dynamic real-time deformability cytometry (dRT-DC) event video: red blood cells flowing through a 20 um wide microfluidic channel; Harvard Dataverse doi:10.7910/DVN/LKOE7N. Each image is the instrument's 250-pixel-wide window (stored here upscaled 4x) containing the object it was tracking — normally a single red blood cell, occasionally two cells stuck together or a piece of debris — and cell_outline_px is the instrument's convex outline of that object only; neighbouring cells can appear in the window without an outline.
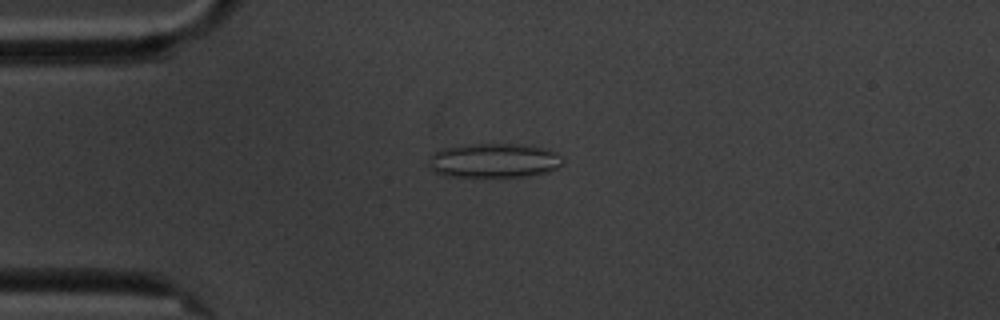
{"species": "common noctule bat (a hibernating species)", "species_latin": "Nyctalus noctula", "temperature_condition": "cold", "stored_images_in_passage": 10, "camera_frame_rate_fps": 3000, "um_per_image_px": 0.085, "animal": {"sex": "male", "body_mass_g": 20.1, "forearm_length_mm": 53.5}, "frame": {"image": 1, "passage_image": 4, "time_ms": 4.333, "image_size_px": [1000, 320], "cell_outline_px": [[564, 164], [556, 168], [544, 172], [524, 176], [444, 176], [436, 172], [428, 164], [428, 160], [436, 152], [444, 148], [468, 144], [524, 144], [556, 152], [564, 160]], "centroid_in_image_um": [41.99, 13.64], "position_along_channel_um": 43.0, "area_um2": 26.47}}
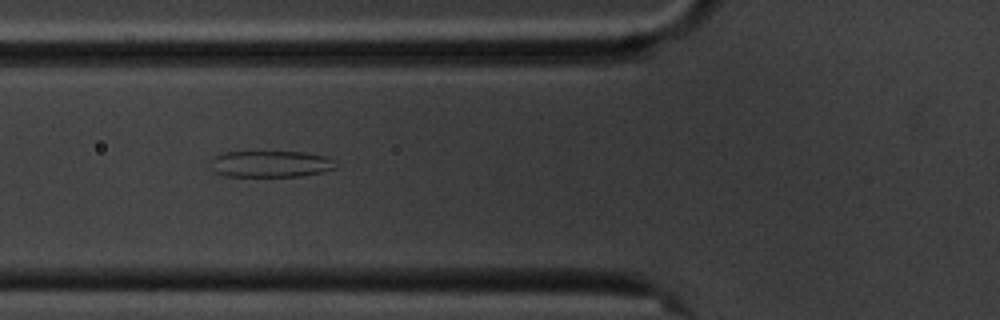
{"frame": {"image": 2, "passage_image": 6, "time_ms": 6.667, "image_size_px": [1000, 320], "cell_outline_px": [[336, 168], [324, 172], [300, 176], [224, 176], [216, 172], [212, 168], [212, 160], [216, 156], [224, 152], [304, 152], [324, 156], [336, 160]], "centroid_in_image_um": [23.06, 13.94], "position_along_channel_um": 102.7, "area_um2": 19.25}}